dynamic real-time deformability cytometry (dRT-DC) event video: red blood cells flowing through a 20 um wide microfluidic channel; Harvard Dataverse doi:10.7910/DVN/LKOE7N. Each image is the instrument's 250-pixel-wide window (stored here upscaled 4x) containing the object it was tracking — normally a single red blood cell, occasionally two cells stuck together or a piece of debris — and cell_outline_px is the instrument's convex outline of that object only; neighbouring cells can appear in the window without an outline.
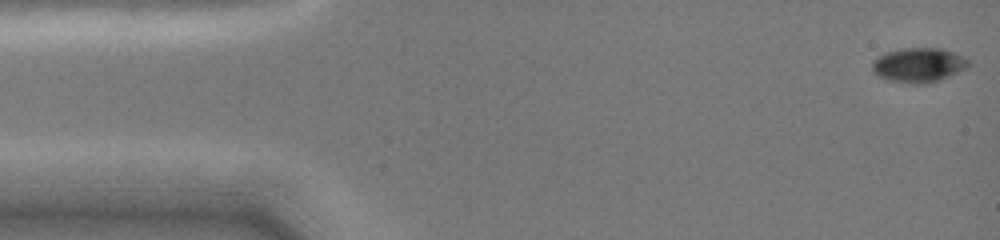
{"species": "common noctule bat (a hibernating species)", "species_latin": "Nyctalus noctula", "temperature_condition": "cold", "stored_images_in_passage": 35, "camera_frame_rate_fps": 3000, "um_per_image_px": 0.085, "animal": {"sex": "female", "body_mass_g": 19.0, "forearm_length_mm": 51.5}, "frame": {"image": 1, "passage_image": 1, "time_ms": 0.0, "image_size_px": [1000, 240], "cell_outline_px": [[972, 64], [968, 68], [940, 80], [928, 84], [908, 84], [888, 80], [880, 76], [872, 68], [872, 60], [884, 52], [900, 48], [940, 48], [964, 56]], "centroid_in_image_um": [78.1, 5.53], "position_along_channel_um": 6.9, "area_um2": 19.65}}
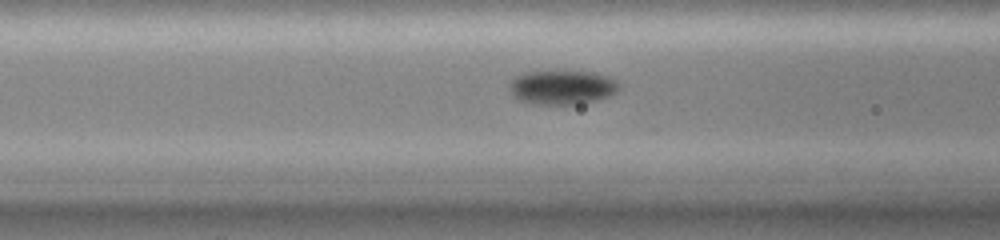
{"frame": {"image": 2, "passage_image": 14, "time_ms": 5.667, "image_size_px": [1000, 240], "cell_outline_px": [[620, 88], [616, 92], [608, 96], [596, 100], [580, 104], [532, 104], [516, 100], [512, 96], [508, 88], [512, 80], [516, 76], [524, 72], [592, 72], [608, 76], [616, 80], [620, 84]], "centroid_in_image_um": [47.76, 7.44], "position_along_channel_um": 118.8, "area_um2": 21.91}}
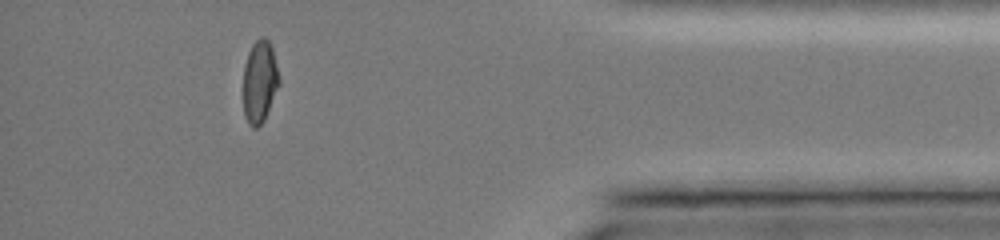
{"frame": {"image": 3, "passage_image": 31, "time_ms": 13.667, "image_size_px": [1000, 240], "cell_outline_px": [[280, 84], [264, 120], [256, 128], [252, 128], [248, 124], [244, 116], [244, 64], [248, 52], [252, 44], [260, 36], [264, 36], [268, 40], [272, 48], [280, 80]], "centroid_in_image_um": [22.07, 6.93], "position_along_channel_um": 413.1, "area_um2": 17.28}}